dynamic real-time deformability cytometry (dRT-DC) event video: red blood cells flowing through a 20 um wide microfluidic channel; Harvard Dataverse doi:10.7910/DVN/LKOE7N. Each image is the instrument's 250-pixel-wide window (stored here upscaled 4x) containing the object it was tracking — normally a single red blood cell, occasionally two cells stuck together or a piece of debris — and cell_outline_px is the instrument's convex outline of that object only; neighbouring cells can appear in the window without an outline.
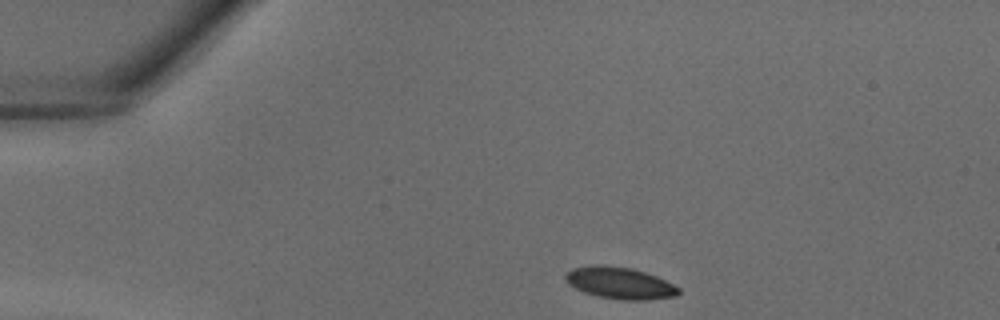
{"species": "common noctule bat (a hibernating species)", "species_latin": "Nyctalus noctula", "temperature_condition": "warm", "stored_images_in_passage": 32, "camera_frame_rate_fps": 3000, "um_per_image_px": 0.085, "animal": {"sex": "male", "body_mass_g": 18.8}, "frame": {"image": 1, "passage_image": 1, "time_ms": 0.0, "image_size_px": [1000, 320], "cell_outline_px": [[680, 292], [676, 296], [644, 300], [624, 300], [600, 296], [584, 292], [568, 284], [564, 280], [564, 276], [572, 268], [592, 264], [600, 264], [632, 268], [656, 276], [680, 288]], "centroid_in_image_um": [52.66, 24.04], "position_along_channel_um": 32.3, "area_um2": 20.87}}
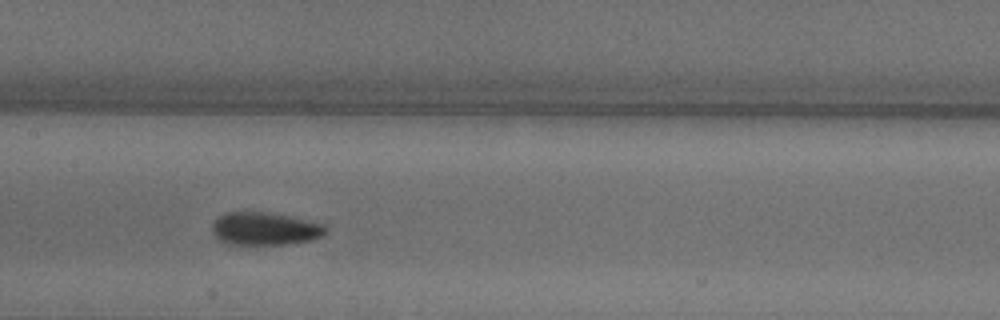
{"frame": {"image": 2, "passage_image": 13, "time_ms": 4.0, "image_size_px": [1000, 320], "cell_outline_px": [[328, 232], [324, 236], [312, 240], [284, 244], [224, 244], [216, 240], [212, 232], [212, 224], [224, 212], [264, 212], [324, 224], [328, 228]], "centroid_in_image_um": [22.49, 19.46], "position_along_channel_um": 184.9, "area_um2": 21.73}}
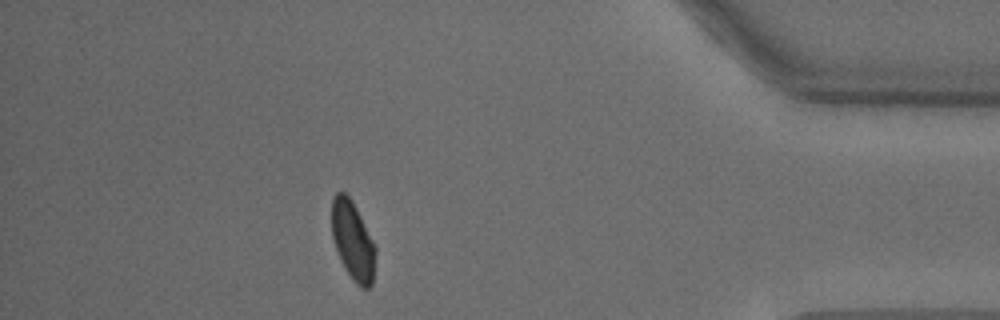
{"frame": {"image": 3, "passage_image": 28, "time_ms": 9.0, "image_size_px": [1000, 320], "cell_outline_px": [[376, 252], [372, 284], [368, 288], [360, 288], [352, 280], [344, 268], [340, 260], [332, 236], [332, 196], [336, 192], [344, 192], [352, 200], [376, 248]], "centroid_in_image_um": [29.98, 20.48], "position_along_channel_um": 405.2, "area_um2": 20.0}}